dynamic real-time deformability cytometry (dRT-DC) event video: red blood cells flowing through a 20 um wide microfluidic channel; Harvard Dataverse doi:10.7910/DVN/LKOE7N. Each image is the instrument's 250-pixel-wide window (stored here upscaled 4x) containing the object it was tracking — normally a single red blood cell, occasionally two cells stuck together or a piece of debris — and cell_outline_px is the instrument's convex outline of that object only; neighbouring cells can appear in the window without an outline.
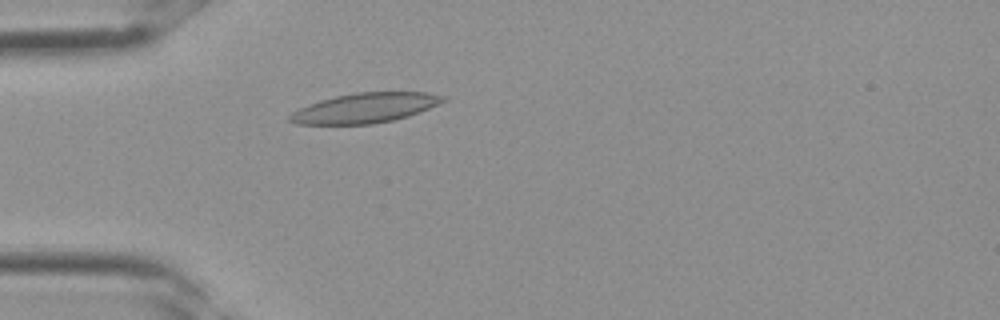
{"species": "Egyptian fruit bat (a non-hibernating species)", "species_latin": "Rousettus aegyptiacus", "temperature_condition": "room temperature", "stored_images_in_passage": 2, "camera_frame_rate_fps": 3000, "um_per_image_px": 0.085, "frame": {"image": 1, "passage_image": 2, "time_ms": 0.333, "image_size_px": [1000, 320], "cell_outline_px": [[448, 100], [420, 112], [408, 116], [392, 120], [372, 124], [296, 124], [288, 120], [288, 116], [292, 112], [300, 108], [320, 100], [336, 96], [356, 92], [428, 92], [448, 96]], "centroid_in_image_um": [31.08, 9.17], "position_along_channel_um": 53.9, "area_um2": 26.7}}